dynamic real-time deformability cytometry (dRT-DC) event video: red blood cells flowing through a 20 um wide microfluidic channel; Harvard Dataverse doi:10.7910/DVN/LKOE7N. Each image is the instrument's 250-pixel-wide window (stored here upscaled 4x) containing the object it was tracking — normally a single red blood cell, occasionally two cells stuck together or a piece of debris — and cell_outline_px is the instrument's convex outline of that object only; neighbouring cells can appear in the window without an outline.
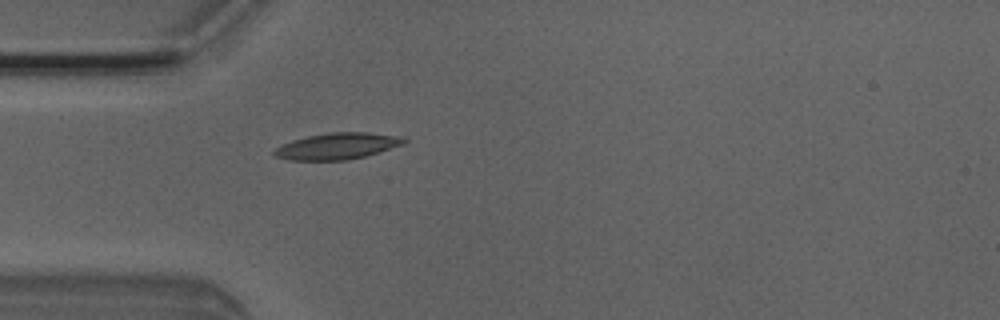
{"species": "Egyptian fruit bat (a non-hibernating species)", "species_latin": "Rousettus aegyptiacus", "temperature_condition": "room temperature", "stored_images_in_passage": 4, "camera_frame_rate_fps": 3000, "um_per_image_px": 0.085, "animal": {"sex": "male"}, "frame": {"image": 1, "passage_image": 4, "time_ms": 1.0, "image_size_px": [1000, 320], "cell_outline_px": [[408, 140], [404, 144], [364, 156], [344, 160], [288, 160], [276, 156], [272, 152], [276, 148], [292, 140], [308, 136], [328, 132], [368, 132], [404, 136]], "centroid_in_image_um": [28.7, 12.4], "position_along_channel_um": 56.3, "area_um2": 19.88}}